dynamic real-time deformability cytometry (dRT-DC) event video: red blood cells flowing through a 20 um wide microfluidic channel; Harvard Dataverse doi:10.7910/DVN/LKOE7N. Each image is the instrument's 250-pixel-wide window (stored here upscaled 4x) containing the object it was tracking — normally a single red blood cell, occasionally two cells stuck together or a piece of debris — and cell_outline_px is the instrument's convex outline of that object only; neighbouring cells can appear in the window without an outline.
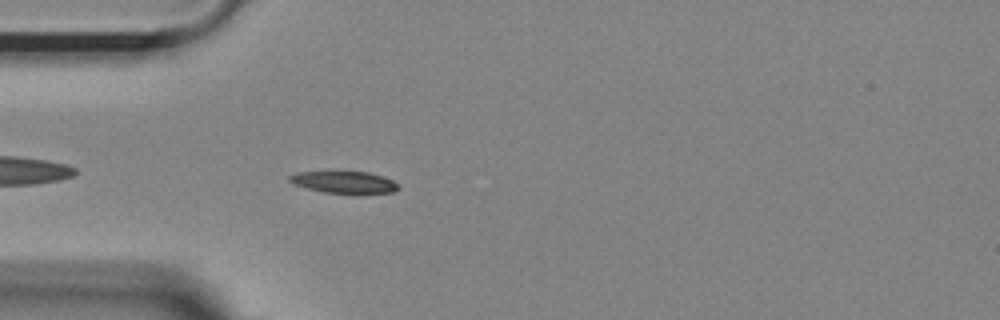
{"species": "Egyptian fruit bat (a non-hibernating species)", "species_latin": "Rousettus aegyptiacus", "temperature_condition": "room temperature", "stored_images_in_passage": 43, "camera_frame_rate_fps": 3000, "um_per_image_px": 0.085, "animal": {"sex": "female"}, "frame": {"image": 1, "passage_image": 4, "time_ms": 1.0, "image_size_px": [1000, 320], "cell_outline_px": [[400, 188], [392, 192], [324, 192], [292, 184], [288, 180], [288, 176], [296, 172], [368, 172], [392, 180]], "centroid_in_image_um": [29.17, 15.47], "position_along_channel_um": 55.8, "area_um2": 13.35}}
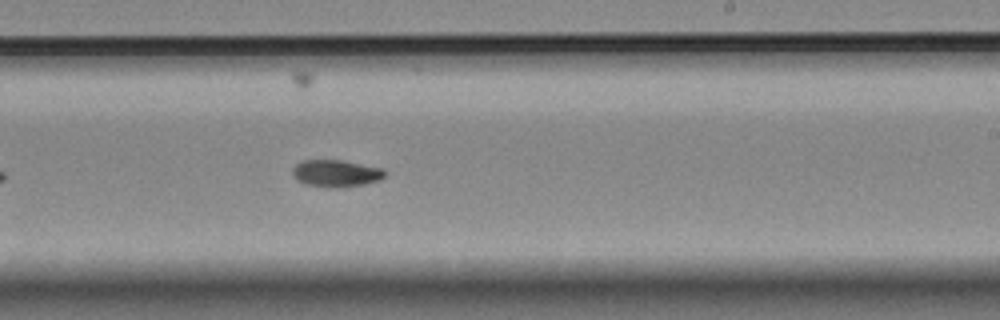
{"frame": {"image": 2, "passage_image": 21, "time_ms": 6.667, "image_size_px": [1000, 320], "cell_outline_px": [[384, 176], [380, 180], [364, 184], [336, 188], [332, 188], [304, 184], [296, 180], [292, 176], [292, 168], [296, 164], [304, 160], [340, 160], [384, 168]], "centroid_in_image_um": [28.53, 14.74], "position_along_channel_um": 260.5, "area_um2": 14.62}}
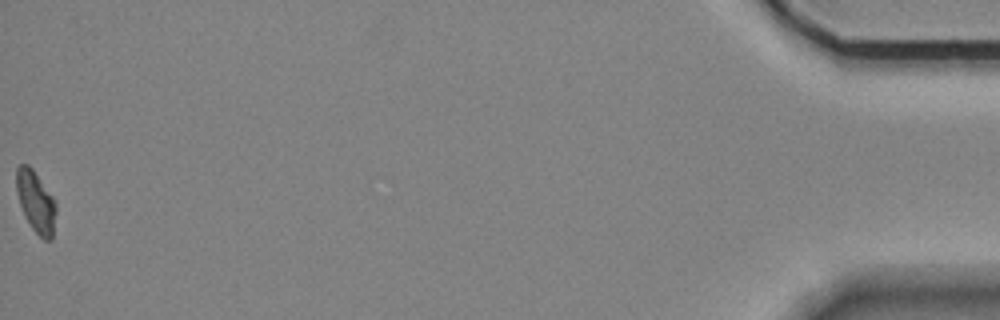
{"frame": {"image": 3, "passage_image": 43, "time_ms": 14.0, "image_size_px": [1000, 320], "cell_outline_px": [[56, 212], [52, 240], [44, 240], [32, 228], [24, 216], [16, 192], [16, 168], [20, 164], [28, 164], [32, 168], [56, 200]], "centroid_in_image_um": [3.05, 17.14], "position_along_channel_um": 432.2, "area_um2": 14.33}, "authors_computed_cell_mechanics": {"area_um2": 14.5078, "velocity_mm_per_s": 3.6766, "shape_relaxation_time_tau1_ms": 3.9928, "shape_relaxation_time_tau2_ms": null, "deformation_change_tau1": 0.1535, "deformation_change_tau2": null}}